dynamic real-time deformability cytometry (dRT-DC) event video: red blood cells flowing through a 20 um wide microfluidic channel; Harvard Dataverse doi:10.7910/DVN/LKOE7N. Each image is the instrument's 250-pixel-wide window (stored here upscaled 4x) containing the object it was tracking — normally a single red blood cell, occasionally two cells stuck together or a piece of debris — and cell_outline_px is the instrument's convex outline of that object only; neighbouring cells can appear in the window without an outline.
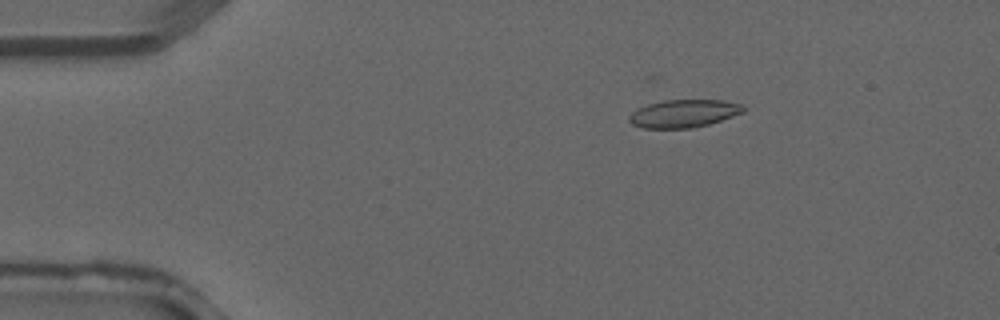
{"species": "common noctule bat (a hibernating species)", "species_latin": "Nyctalus noctula", "temperature_condition": "warm", "stored_images_in_passage": 4, "camera_frame_rate_fps": 3000, "um_per_image_px": 0.085, "animal": {"sex": "male", "forearm_length_mm": 52.5}, "frame": {"image": 1, "passage_image": 3, "time_ms": 0.667, "image_size_px": [1000, 320], "cell_outline_px": [[744, 112], [708, 124], [692, 128], [644, 128], [632, 124], [628, 120], [628, 116], [632, 112], [648, 104], [664, 100], [724, 100], [740, 104], [744, 108]], "centroid_in_image_um": [58.1, 9.65], "position_along_channel_um": 26.9, "area_um2": 18.32}}